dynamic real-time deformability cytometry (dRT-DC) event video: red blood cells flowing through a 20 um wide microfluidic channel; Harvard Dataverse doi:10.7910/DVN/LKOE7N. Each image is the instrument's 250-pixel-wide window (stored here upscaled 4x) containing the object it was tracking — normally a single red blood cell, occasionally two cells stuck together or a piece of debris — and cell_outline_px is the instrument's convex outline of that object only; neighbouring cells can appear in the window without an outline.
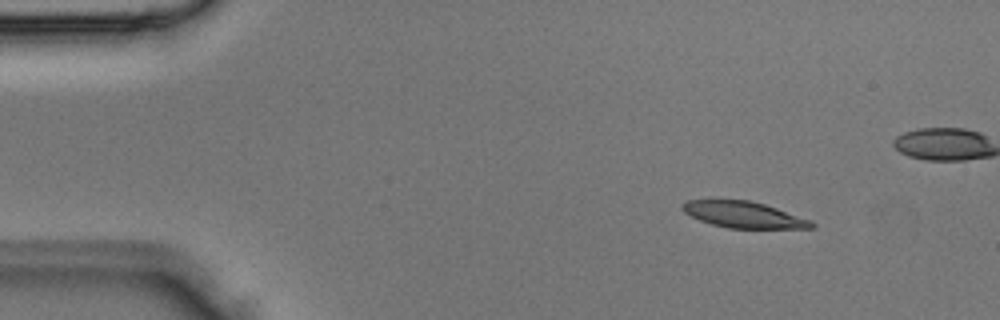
{"species": "Egyptian fruit bat (a non-hibernating species)", "species_latin": "Rousettus aegyptiacus", "temperature_condition": "room temperature", "stored_images_in_passage": 5, "camera_frame_rate_fps": 3000, "um_per_image_px": 0.085, "animal": {"sex": "male"}, "frame": {"image": 1, "passage_image": 1, "time_ms": 0.0, "image_size_px": [1000, 320], "cell_outline_px": [[816, 228], [728, 228], [712, 224], [700, 220], [684, 212], [680, 208], [680, 204], [688, 200], [712, 196], [748, 200], [764, 204], [812, 220], [816, 224]], "centroid_in_image_um": [63.12, 18.19], "position_along_channel_um": 21.9, "area_um2": 20.58}}
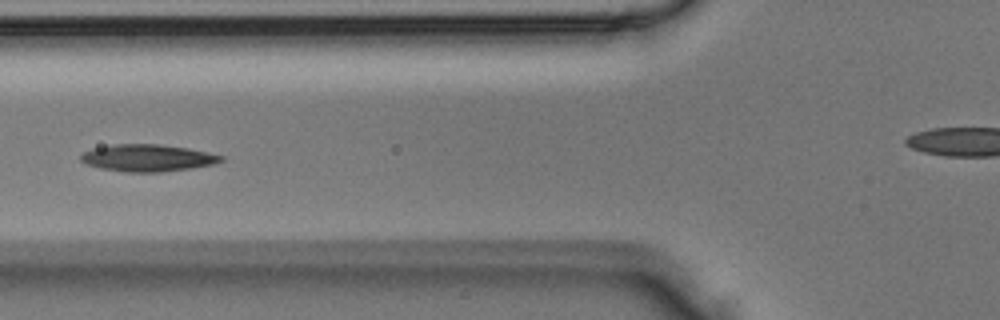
{"frame": {"image": 2, "passage_image": 4, "time_ms": 1.0, "image_size_px": [1000, 320], "cell_outline_px": [[224, 160], [216, 164], [192, 168], [160, 172], [124, 172], [100, 168], [88, 164], [80, 160], [80, 156], [84, 152], [92, 148], [112, 144], [160, 144], [188, 148], [208, 152], [224, 156]], "centroid_in_image_um": [12.57, 13.42], "position_along_channel_um": 113.2, "area_um2": 22.25}}